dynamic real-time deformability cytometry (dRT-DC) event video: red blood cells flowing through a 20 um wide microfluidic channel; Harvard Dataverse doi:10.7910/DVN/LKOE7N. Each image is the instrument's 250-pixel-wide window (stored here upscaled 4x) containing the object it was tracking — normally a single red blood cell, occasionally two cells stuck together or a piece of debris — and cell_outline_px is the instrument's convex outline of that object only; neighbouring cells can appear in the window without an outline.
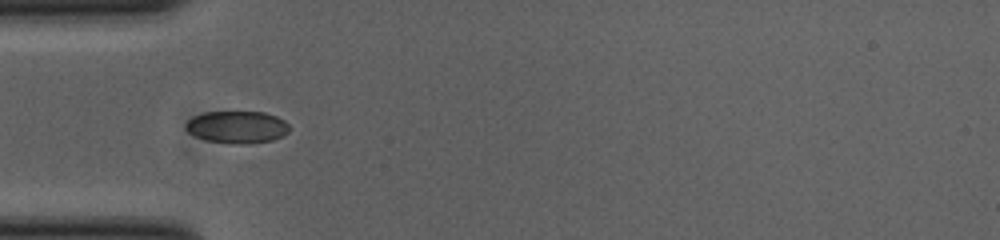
{"species": "common noctule bat (a hibernating species)", "species_latin": "Nyctalus noctula", "temperature_condition": "cold", "stored_images_in_passage": 37, "camera_frame_rate_fps": 3000, "um_per_image_px": 0.085, "animal": {"sex": "female", "body_mass_g": 23.0, "forearm_length_mm": 53.4}, "frame": {"image": 1, "passage_image": 1, "time_ms": 0.0, "image_size_px": [1000, 240], "cell_outline_px": [[288, 132], [272, 140], [244, 144], [232, 144], [204, 140], [188, 132], [184, 128], [184, 124], [192, 116], [204, 112], [264, 112], [276, 116], [284, 120], [288, 124]], "centroid_in_image_um": [20.1, 10.8], "position_along_channel_um": 64.9, "area_um2": 19.54}}
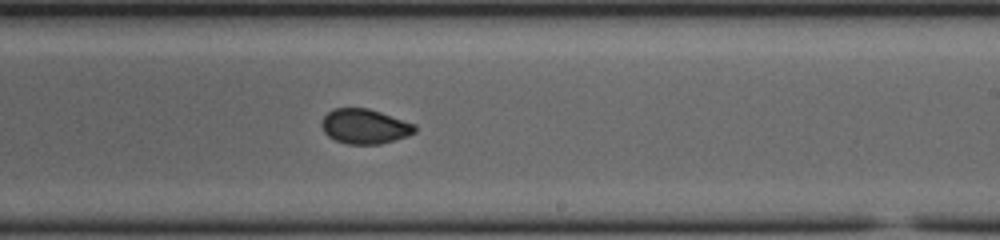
{"frame": {"image": 2, "passage_image": 16, "time_ms": 5.0, "image_size_px": [1000, 240], "cell_outline_px": [[416, 132], [408, 136], [380, 144], [348, 144], [336, 140], [328, 136], [324, 132], [320, 124], [320, 120], [332, 108], [368, 108], [416, 124]], "centroid_in_image_um": [30.99, 10.74], "position_along_channel_um": 258.0, "area_um2": 19.02}}
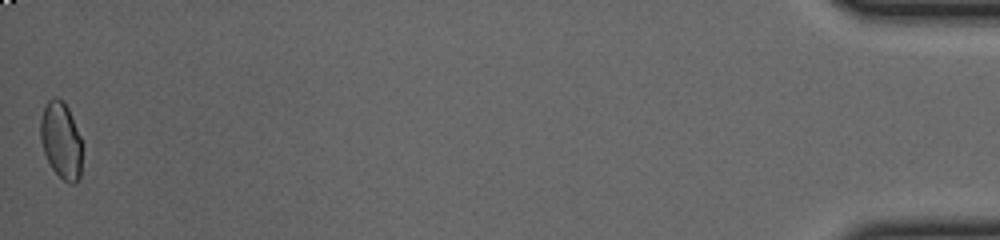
{"frame": {"image": 3, "passage_image": 37, "time_ms": 12.0, "image_size_px": [1000, 240], "cell_outline_px": [[80, 176], [76, 184], [68, 184], [52, 168], [44, 152], [40, 140], [40, 120], [44, 108], [48, 100], [52, 96], [56, 96], [68, 108], [80, 136]], "centroid_in_image_um": [5.17, 11.93], "position_along_channel_um": 430.0, "area_um2": 18.32}, "authors_computed_cell_mechanics": {"area_um2": 19.074, "velocity_mm_per_s": 3.8724, "shape_relaxation_time_tau1_ms": 2.6354, "shape_relaxation_time_tau2_ms": 1.3183, "deformation_change_tau1": 0.0598, "deformation_change_tau2": 0.037}}